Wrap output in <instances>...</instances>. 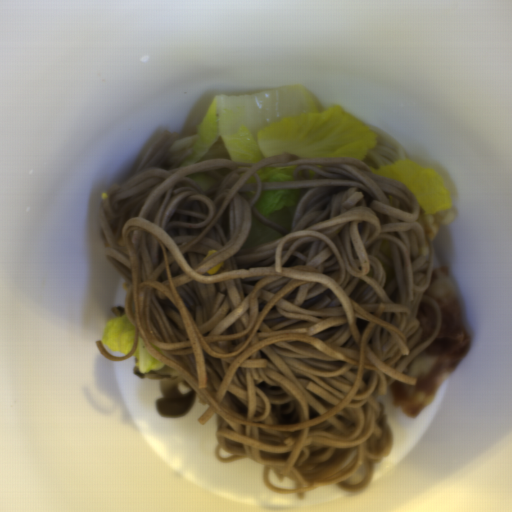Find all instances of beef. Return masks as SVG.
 I'll use <instances>...</instances> for the list:
<instances>
[{
  "label": "beef",
  "mask_w": 512,
  "mask_h": 512,
  "mask_svg": "<svg viewBox=\"0 0 512 512\" xmlns=\"http://www.w3.org/2000/svg\"><path fill=\"white\" fill-rule=\"evenodd\" d=\"M424 295L434 299L442 313L436 338L402 373L415 384L394 381L388 388L400 413L413 418L430 407L436 393L469 354L470 330L462 312L455 281L447 267L433 268Z\"/></svg>",
  "instance_id": "33117281"
}]
</instances>
